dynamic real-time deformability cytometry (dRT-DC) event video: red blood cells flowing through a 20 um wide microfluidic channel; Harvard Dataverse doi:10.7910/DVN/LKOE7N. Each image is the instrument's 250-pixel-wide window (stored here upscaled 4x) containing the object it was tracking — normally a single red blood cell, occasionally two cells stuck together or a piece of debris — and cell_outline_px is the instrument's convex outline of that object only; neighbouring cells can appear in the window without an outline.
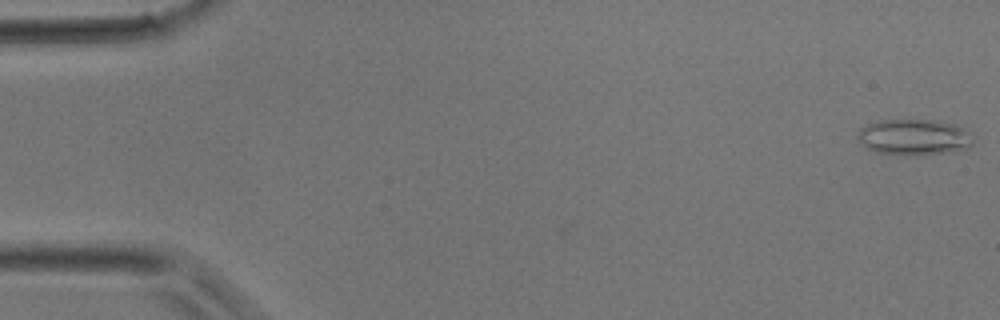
{"species": "common noctule bat (a hibernating species)", "species_latin": "Nyctalus noctula", "temperature_condition": "room temperature", "stored_images_in_passage": 10, "camera_frame_rate_fps": 3000, "um_per_image_px": 0.085, "animal": {"sex": "male", "body_mass_g": 17.9}, "frame": {"image": 1, "passage_image": 1, "time_ms": 0.0, "image_size_px": [1000, 320], "cell_outline_px": [[972, 144], [968, 148], [952, 152], [916, 156], [876, 152], [868, 148], [856, 136], [860, 128], [868, 124], [880, 120], [936, 120], [956, 124], [968, 132], [972, 140]], "centroid_in_image_um": [77.71, 11.66], "position_along_channel_um": 7.3, "area_um2": 24.22}}